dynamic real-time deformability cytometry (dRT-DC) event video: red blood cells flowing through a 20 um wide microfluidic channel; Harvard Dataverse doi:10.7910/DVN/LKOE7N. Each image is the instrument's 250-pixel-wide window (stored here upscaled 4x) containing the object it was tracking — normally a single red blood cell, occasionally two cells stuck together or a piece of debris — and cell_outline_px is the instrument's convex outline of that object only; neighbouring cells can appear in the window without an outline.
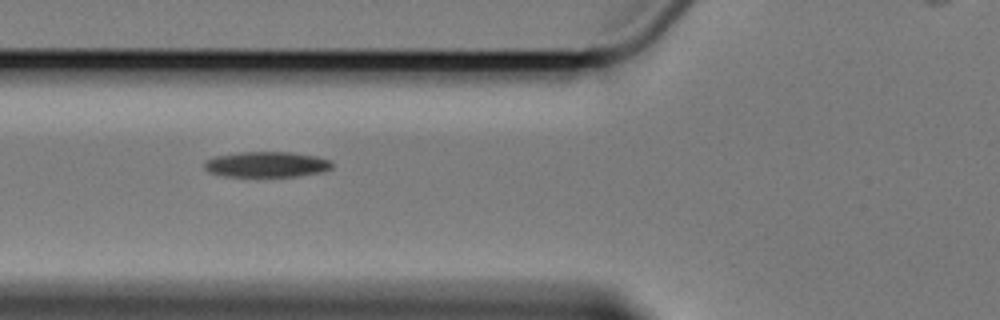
{"species": "Egyptian fruit bat (a non-hibernating species)", "species_latin": "Rousettus aegyptiacus", "temperature_condition": "cold", "stored_images_in_passage": 5, "camera_frame_rate_fps": 3000, "um_per_image_px": 0.085, "animal": {"sex": "female"}, "frame": {"image": 1, "passage_image": 4, "time_ms": 3.333, "image_size_px": [1000, 320], "cell_outline_px": [[332, 168], [324, 172], [296, 176], [224, 176], [208, 172], [204, 168], [204, 164], [208, 160], [216, 156], [240, 152], [292, 152], [316, 156], [332, 160]], "centroid_in_image_um": [22.7, 13.97], "position_along_channel_um": 103.1, "area_um2": 19.02}}
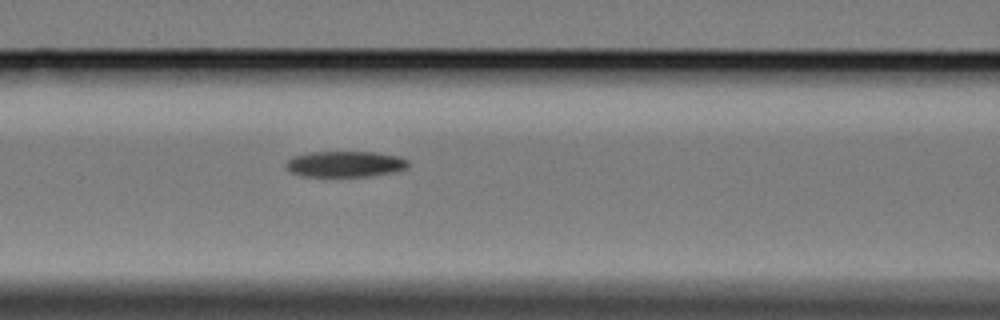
{"frame": {"image": 2, "passage_image": 5, "time_ms": 4.333, "image_size_px": [1000, 320], "cell_outline_px": [[408, 168], [392, 172], [368, 176], [300, 176], [292, 172], [284, 164], [292, 156], [308, 152], [376, 152], [400, 156], [408, 160]], "centroid_in_image_um": [29.34, 13.93], "position_along_channel_um": 137.3, "area_um2": 18.5}}